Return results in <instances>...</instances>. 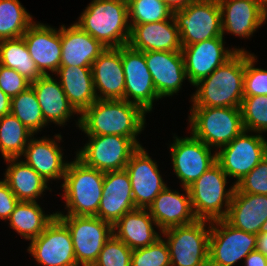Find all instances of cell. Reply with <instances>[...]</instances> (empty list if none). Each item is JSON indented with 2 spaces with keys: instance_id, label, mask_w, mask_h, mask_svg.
Returning <instances> with one entry per match:
<instances>
[{
  "instance_id": "18",
  "label": "cell",
  "mask_w": 267,
  "mask_h": 266,
  "mask_svg": "<svg viewBox=\"0 0 267 266\" xmlns=\"http://www.w3.org/2000/svg\"><path fill=\"white\" fill-rule=\"evenodd\" d=\"M147 68L160 98L173 96L187 79L181 51H144Z\"/></svg>"
},
{
  "instance_id": "47",
  "label": "cell",
  "mask_w": 267,
  "mask_h": 266,
  "mask_svg": "<svg viewBox=\"0 0 267 266\" xmlns=\"http://www.w3.org/2000/svg\"><path fill=\"white\" fill-rule=\"evenodd\" d=\"M256 251L267 258V231H261L257 234Z\"/></svg>"
},
{
  "instance_id": "49",
  "label": "cell",
  "mask_w": 267,
  "mask_h": 266,
  "mask_svg": "<svg viewBox=\"0 0 267 266\" xmlns=\"http://www.w3.org/2000/svg\"><path fill=\"white\" fill-rule=\"evenodd\" d=\"M262 231H267V219L264 221Z\"/></svg>"
},
{
  "instance_id": "32",
  "label": "cell",
  "mask_w": 267,
  "mask_h": 266,
  "mask_svg": "<svg viewBox=\"0 0 267 266\" xmlns=\"http://www.w3.org/2000/svg\"><path fill=\"white\" fill-rule=\"evenodd\" d=\"M56 213L45 215L37 202L19 201L9 217L10 226L26 240L38 237L55 218Z\"/></svg>"
},
{
  "instance_id": "33",
  "label": "cell",
  "mask_w": 267,
  "mask_h": 266,
  "mask_svg": "<svg viewBox=\"0 0 267 266\" xmlns=\"http://www.w3.org/2000/svg\"><path fill=\"white\" fill-rule=\"evenodd\" d=\"M0 64L16 70L30 82L42 76L23 37L0 40Z\"/></svg>"
},
{
  "instance_id": "2",
  "label": "cell",
  "mask_w": 267,
  "mask_h": 266,
  "mask_svg": "<svg viewBox=\"0 0 267 266\" xmlns=\"http://www.w3.org/2000/svg\"><path fill=\"white\" fill-rule=\"evenodd\" d=\"M245 51H237L229 60L201 79L192 95L191 107L240 108L244 98Z\"/></svg>"
},
{
  "instance_id": "41",
  "label": "cell",
  "mask_w": 267,
  "mask_h": 266,
  "mask_svg": "<svg viewBox=\"0 0 267 266\" xmlns=\"http://www.w3.org/2000/svg\"><path fill=\"white\" fill-rule=\"evenodd\" d=\"M257 58L245 51L244 97L267 96V70L255 68Z\"/></svg>"
},
{
  "instance_id": "36",
  "label": "cell",
  "mask_w": 267,
  "mask_h": 266,
  "mask_svg": "<svg viewBox=\"0 0 267 266\" xmlns=\"http://www.w3.org/2000/svg\"><path fill=\"white\" fill-rule=\"evenodd\" d=\"M10 113L33 134L47 126L37 96L31 86L11 98Z\"/></svg>"
},
{
  "instance_id": "46",
  "label": "cell",
  "mask_w": 267,
  "mask_h": 266,
  "mask_svg": "<svg viewBox=\"0 0 267 266\" xmlns=\"http://www.w3.org/2000/svg\"><path fill=\"white\" fill-rule=\"evenodd\" d=\"M11 98L0 89V118L10 114Z\"/></svg>"
},
{
  "instance_id": "10",
  "label": "cell",
  "mask_w": 267,
  "mask_h": 266,
  "mask_svg": "<svg viewBox=\"0 0 267 266\" xmlns=\"http://www.w3.org/2000/svg\"><path fill=\"white\" fill-rule=\"evenodd\" d=\"M89 141L76 153L84 165L111 172L125 169L132 153L139 147L131 138L120 135L88 136Z\"/></svg>"
},
{
  "instance_id": "23",
  "label": "cell",
  "mask_w": 267,
  "mask_h": 266,
  "mask_svg": "<svg viewBox=\"0 0 267 266\" xmlns=\"http://www.w3.org/2000/svg\"><path fill=\"white\" fill-rule=\"evenodd\" d=\"M183 190L185 194L166 187L148 207L147 210L161 232L173 227L189 225L197 220L192 210L189 190L185 187Z\"/></svg>"
},
{
  "instance_id": "24",
  "label": "cell",
  "mask_w": 267,
  "mask_h": 266,
  "mask_svg": "<svg viewBox=\"0 0 267 266\" xmlns=\"http://www.w3.org/2000/svg\"><path fill=\"white\" fill-rule=\"evenodd\" d=\"M128 46L137 51H181L182 45L175 18L130 25Z\"/></svg>"
},
{
  "instance_id": "34",
  "label": "cell",
  "mask_w": 267,
  "mask_h": 266,
  "mask_svg": "<svg viewBox=\"0 0 267 266\" xmlns=\"http://www.w3.org/2000/svg\"><path fill=\"white\" fill-rule=\"evenodd\" d=\"M33 135L13 114L1 117L0 152L3 158H20Z\"/></svg>"
},
{
  "instance_id": "31",
  "label": "cell",
  "mask_w": 267,
  "mask_h": 266,
  "mask_svg": "<svg viewBox=\"0 0 267 266\" xmlns=\"http://www.w3.org/2000/svg\"><path fill=\"white\" fill-rule=\"evenodd\" d=\"M18 158L5 159L10 163L4 181L19 201L36 202L43 191L49 189L47 183L30 165Z\"/></svg>"
},
{
  "instance_id": "22",
  "label": "cell",
  "mask_w": 267,
  "mask_h": 266,
  "mask_svg": "<svg viewBox=\"0 0 267 266\" xmlns=\"http://www.w3.org/2000/svg\"><path fill=\"white\" fill-rule=\"evenodd\" d=\"M219 5L223 35L226 31L243 38L251 37L267 19L263 0H223Z\"/></svg>"
},
{
  "instance_id": "21",
  "label": "cell",
  "mask_w": 267,
  "mask_h": 266,
  "mask_svg": "<svg viewBox=\"0 0 267 266\" xmlns=\"http://www.w3.org/2000/svg\"><path fill=\"white\" fill-rule=\"evenodd\" d=\"M91 70L97 99L125 100V76L122 66L121 47L105 48L92 63Z\"/></svg>"
},
{
  "instance_id": "16",
  "label": "cell",
  "mask_w": 267,
  "mask_h": 266,
  "mask_svg": "<svg viewBox=\"0 0 267 266\" xmlns=\"http://www.w3.org/2000/svg\"><path fill=\"white\" fill-rule=\"evenodd\" d=\"M223 37L204 40L192 45L182 46L186 76L193 86L208 77L216 68L229 60L237 51L244 49L224 48Z\"/></svg>"
},
{
  "instance_id": "50",
  "label": "cell",
  "mask_w": 267,
  "mask_h": 266,
  "mask_svg": "<svg viewBox=\"0 0 267 266\" xmlns=\"http://www.w3.org/2000/svg\"><path fill=\"white\" fill-rule=\"evenodd\" d=\"M264 1V9H265V13L267 16V0H263Z\"/></svg>"
},
{
  "instance_id": "38",
  "label": "cell",
  "mask_w": 267,
  "mask_h": 266,
  "mask_svg": "<svg viewBox=\"0 0 267 266\" xmlns=\"http://www.w3.org/2000/svg\"><path fill=\"white\" fill-rule=\"evenodd\" d=\"M240 109L246 131L256 133L267 131V96L244 97Z\"/></svg>"
},
{
  "instance_id": "15",
  "label": "cell",
  "mask_w": 267,
  "mask_h": 266,
  "mask_svg": "<svg viewBox=\"0 0 267 266\" xmlns=\"http://www.w3.org/2000/svg\"><path fill=\"white\" fill-rule=\"evenodd\" d=\"M121 58L125 76V100L140 106L146 113L152 111L154 100L161 98L155 90L144 53L125 45L121 46Z\"/></svg>"
},
{
  "instance_id": "37",
  "label": "cell",
  "mask_w": 267,
  "mask_h": 266,
  "mask_svg": "<svg viewBox=\"0 0 267 266\" xmlns=\"http://www.w3.org/2000/svg\"><path fill=\"white\" fill-rule=\"evenodd\" d=\"M130 25L172 19L174 12L163 0H127ZM131 20V21H130Z\"/></svg>"
},
{
  "instance_id": "19",
  "label": "cell",
  "mask_w": 267,
  "mask_h": 266,
  "mask_svg": "<svg viewBox=\"0 0 267 266\" xmlns=\"http://www.w3.org/2000/svg\"><path fill=\"white\" fill-rule=\"evenodd\" d=\"M136 209L131 180L123 170L104 173L103 195L97 217L114 225L125 213Z\"/></svg>"
},
{
  "instance_id": "29",
  "label": "cell",
  "mask_w": 267,
  "mask_h": 266,
  "mask_svg": "<svg viewBox=\"0 0 267 266\" xmlns=\"http://www.w3.org/2000/svg\"><path fill=\"white\" fill-rule=\"evenodd\" d=\"M154 224L157 226L147 209L136 208L113 225V234L131 250L147 247L161 237L152 227Z\"/></svg>"
},
{
  "instance_id": "30",
  "label": "cell",
  "mask_w": 267,
  "mask_h": 266,
  "mask_svg": "<svg viewBox=\"0 0 267 266\" xmlns=\"http://www.w3.org/2000/svg\"><path fill=\"white\" fill-rule=\"evenodd\" d=\"M69 103L81 114L91 106L97 96L91 67L60 66L56 73Z\"/></svg>"
},
{
  "instance_id": "1",
  "label": "cell",
  "mask_w": 267,
  "mask_h": 266,
  "mask_svg": "<svg viewBox=\"0 0 267 266\" xmlns=\"http://www.w3.org/2000/svg\"><path fill=\"white\" fill-rule=\"evenodd\" d=\"M146 112L124 99H97L86 108L76 123L87 136L120 135L138 146L137 135L144 130Z\"/></svg>"
},
{
  "instance_id": "42",
  "label": "cell",
  "mask_w": 267,
  "mask_h": 266,
  "mask_svg": "<svg viewBox=\"0 0 267 266\" xmlns=\"http://www.w3.org/2000/svg\"><path fill=\"white\" fill-rule=\"evenodd\" d=\"M235 189L241 193L267 195V156L235 184Z\"/></svg>"
},
{
  "instance_id": "27",
  "label": "cell",
  "mask_w": 267,
  "mask_h": 266,
  "mask_svg": "<svg viewBox=\"0 0 267 266\" xmlns=\"http://www.w3.org/2000/svg\"><path fill=\"white\" fill-rule=\"evenodd\" d=\"M26 164L30 165L46 182L63 179L68 163L57 142L47 137L39 140L31 137L22 154Z\"/></svg>"
},
{
  "instance_id": "14",
  "label": "cell",
  "mask_w": 267,
  "mask_h": 266,
  "mask_svg": "<svg viewBox=\"0 0 267 266\" xmlns=\"http://www.w3.org/2000/svg\"><path fill=\"white\" fill-rule=\"evenodd\" d=\"M173 141L170 145L173 170L182 187L188 188L216 163V154L212 155L211 148L193 135L175 136Z\"/></svg>"
},
{
  "instance_id": "13",
  "label": "cell",
  "mask_w": 267,
  "mask_h": 266,
  "mask_svg": "<svg viewBox=\"0 0 267 266\" xmlns=\"http://www.w3.org/2000/svg\"><path fill=\"white\" fill-rule=\"evenodd\" d=\"M27 250L39 265L78 266L70 231L57 216L31 240Z\"/></svg>"
},
{
  "instance_id": "20",
  "label": "cell",
  "mask_w": 267,
  "mask_h": 266,
  "mask_svg": "<svg viewBox=\"0 0 267 266\" xmlns=\"http://www.w3.org/2000/svg\"><path fill=\"white\" fill-rule=\"evenodd\" d=\"M22 37L39 72L42 75H49L47 70L56 73L62 54L60 28L56 30L34 22Z\"/></svg>"
},
{
  "instance_id": "7",
  "label": "cell",
  "mask_w": 267,
  "mask_h": 266,
  "mask_svg": "<svg viewBox=\"0 0 267 266\" xmlns=\"http://www.w3.org/2000/svg\"><path fill=\"white\" fill-rule=\"evenodd\" d=\"M206 223H209L208 230ZM210 223L197 219L192 224L161 232L167 238L171 266H208Z\"/></svg>"
},
{
  "instance_id": "12",
  "label": "cell",
  "mask_w": 267,
  "mask_h": 266,
  "mask_svg": "<svg viewBox=\"0 0 267 266\" xmlns=\"http://www.w3.org/2000/svg\"><path fill=\"white\" fill-rule=\"evenodd\" d=\"M244 130L216 154V163L224 173L236 178V184L267 156V140L262 135H248Z\"/></svg>"
},
{
  "instance_id": "11",
  "label": "cell",
  "mask_w": 267,
  "mask_h": 266,
  "mask_svg": "<svg viewBox=\"0 0 267 266\" xmlns=\"http://www.w3.org/2000/svg\"><path fill=\"white\" fill-rule=\"evenodd\" d=\"M210 230L208 266H233L256 250V234L236 229L224 219L211 221Z\"/></svg>"
},
{
  "instance_id": "39",
  "label": "cell",
  "mask_w": 267,
  "mask_h": 266,
  "mask_svg": "<svg viewBox=\"0 0 267 266\" xmlns=\"http://www.w3.org/2000/svg\"><path fill=\"white\" fill-rule=\"evenodd\" d=\"M170 252L166 241L161 237L153 244L134 249L131 266H170Z\"/></svg>"
},
{
  "instance_id": "45",
  "label": "cell",
  "mask_w": 267,
  "mask_h": 266,
  "mask_svg": "<svg viewBox=\"0 0 267 266\" xmlns=\"http://www.w3.org/2000/svg\"><path fill=\"white\" fill-rule=\"evenodd\" d=\"M244 261L245 266H267V258L256 250L251 252Z\"/></svg>"
},
{
  "instance_id": "26",
  "label": "cell",
  "mask_w": 267,
  "mask_h": 266,
  "mask_svg": "<svg viewBox=\"0 0 267 266\" xmlns=\"http://www.w3.org/2000/svg\"><path fill=\"white\" fill-rule=\"evenodd\" d=\"M267 219V195L241 193L234 190L224 220L236 229L258 234Z\"/></svg>"
},
{
  "instance_id": "43",
  "label": "cell",
  "mask_w": 267,
  "mask_h": 266,
  "mask_svg": "<svg viewBox=\"0 0 267 266\" xmlns=\"http://www.w3.org/2000/svg\"><path fill=\"white\" fill-rule=\"evenodd\" d=\"M31 82L16 70L0 64V89L10 98L30 87Z\"/></svg>"
},
{
  "instance_id": "48",
  "label": "cell",
  "mask_w": 267,
  "mask_h": 266,
  "mask_svg": "<svg viewBox=\"0 0 267 266\" xmlns=\"http://www.w3.org/2000/svg\"><path fill=\"white\" fill-rule=\"evenodd\" d=\"M174 12L175 10H181L186 8L191 3L197 0H163Z\"/></svg>"
},
{
  "instance_id": "44",
  "label": "cell",
  "mask_w": 267,
  "mask_h": 266,
  "mask_svg": "<svg viewBox=\"0 0 267 266\" xmlns=\"http://www.w3.org/2000/svg\"><path fill=\"white\" fill-rule=\"evenodd\" d=\"M19 200L4 180H0V218L8 220Z\"/></svg>"
},
{
  "instance_id": "17",
  "label": "cell",
  "mask_w": 267,
  "mask_h": 266,
  "mask_svg": "<svg viewBox=\"0 0 267 266\" xmlns=\"http://www.w3.org/2000/svg\"><path fill=\"white\" fill-rule=\"evenodd\" d=\"M125 170L128 172L136 208L148 209L159 193L167 187L156 162L142 146L131 155Z\"/></svg>"
},
{
  "instance_id": "8",
  "label": "cell",
  "mask_w": 267,
  "mask_h": 266,
  "mask_svg": "<svg viewBox=\"0 0 267 266\" xmlns=\"http://www.w3.org/2000/svg\"><path fill=\"white\" fill-rule=\"evenodd\" d=\"M56 216L68 227L74 246L77 265L93 266L103 245L113 235V225L97 216Z\"/></svg>"
},
{
  "instance_id": "28",
  "label": "cell",
  "mask_w": 267,
  "mask_h": 266,
  "mask_svg": "<svg viewBox=\"0 0 267 266\" xmlns=\"http://www.w3.org/2000/svg\"><path fill=\"white\" fill-rule=\"evenodd\" d=\"M38 99L45 122L65 125L73 113L79 114L69 103L62 86L51 75H42L30 85Z\"/></svg>"
},
{
  "instance_id": "4",
  "label": "cell",
  "mask_w": 267,
  "mask_h": 266,
  "mask_svg": "<svg viewBox=\"0 0 267 266\" xmlns=\"http://www.w3.org/2000/svg\"><path fill=\"white\" fill-rule=\"evenodd\" d=\"M104 172L90 168L75 158L63 178L67 215L96 216L103 195Z\"/></svg>"
},
{
  "instance_id": "9",
  "label": "cell",
  "mask_w": 267,
  "mask_h": 266,
  "mask_svg": "<svg viewBox=\"0 0 267 266\" xmlns=\"http://www.w3.org/2000/svg\"><path fill=\"white\" fill-rule=\"evenodd\" d=\"M182 46L224 37L221 8L216 0H197L186 8L174 11Z\"/></svg>"
},
{
  "instance_id": "3",
  "label": "cell",
  "mask_w": 267,
  "mask_h": 266,
  "mask_svg": "<svg viewBox=\"0 0 267 266\" xmlns=\"http://www.w3.org/2000/svg\"><path fill=\"white\" fill-rule=\"evenodd\" d=\"M106 48L128 44L130 24L127 0H92L75 23Z\"/></svg>"
},
{
  "instance_id": "35",
  "label": "cell",
  "mask_w": 267,
  "mask_h": 266,
  "mask_svg": "<svg viewBox=\"0 0 267 266\" xmlns=\"http://www.w3.org/2000/svg\"><path fill=\"white\" fill-rule=\"evenodd\" d=\"M33 23L19 0H0V40L22 37Z\"/></svg>"
},
{
  "instance_id": "25",
  "label": "cell",
  "mask_w": 267,
  "mask_h": 266,
  "mask_svg": "<svg viewBox=\"0 0 267 266\" xmlns=\"http://www.w3.org/2000/svg\"><path fill=\"white\" fill-rule=\"evenodd\" d=\"M60 38L62 48L60 66L91 67L106 48L75 23L68 28L62 25Z\"/></svg>"
},
{
  "instance_id": "6",
  "label": "cell",
  "mask_w": 267,
  "mask_h": 266,
  "mask_svg": "<svg viewBox=\"0 0 267 266\" xmlns=\"http://www.w3.org/2000/svg\"><path fill=\"white\" fill-rule=\"evenodd\" d=\"M227 177L215 163L188 187L192 210L197 219L214 221L226 217L235 190V184L228 191L225 189Z\"/></svg>"
},
{
  "instance_id": "5",
  "label": "cell",
  "mask_w": 267,
  "mask_h": 266,
  "mask_svg": "<svg viewBox=\"0 0 267 266\" xmlns=\"http://www.w3.org/2000/svg\"><path fill=\"white\" fill-rule=\"evenodd\" d=\"M191 134L210 148L229 144L245 129L241 109L235 107H192Z\"/></svg>"
},
{
  "instance_id": "40",
  "label": "cell",
  "mask_w": 267,
  "mask_h": 266,
  "mask_svg": "<svg viewBox=\"0 0 267 266\" xmlns=\"http://www.w3.org/2000/svg\"><path fill=\"white\" fill-rule=\"evenodd\" d=\"M132 251L113 234L103 245L93 266H131Z\"/></svg>"
}]
</instances>
